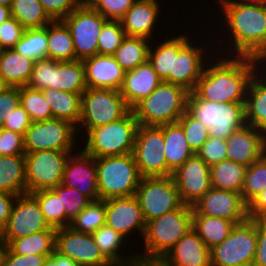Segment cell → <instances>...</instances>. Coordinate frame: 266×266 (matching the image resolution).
Here are the masks:
<instances>
[{"mask_svg": "<svg viewBox=\"0 0 266 266\" xmlns=\"http://www.w3.org/2000/svg\"><path fill=\"white\" fill-rule=\"evenodd\" d=\"M219 52L214 53L216 59L211 57L205 64L193 93L199 99L211 102L245 103L250 80L256 73L253 57L235 55L219 57Z\"/></svg>", "mask_w": 266, "mask_h": 266, "instance_id": "1", "label": "cell"}, {"mask_svg": "<svg viewBox=\"0 0 266 266\" xmlns=\"http://www.w3.org/2000/svg\"><path fill=\"white\" fill-rule=\"evenodd\" d=\"M218 4L225 17L222 22L226 21L224 29L228 28L231 34L227 37L229 42L227 38V43L223 42L227 48L221 46L226 51L219 56L227 52L226 55L253 57L266 44V4L244 5L231 0H219Z\"/></svg>", "mask_w": 266, "mask_h": 266, "instance_id": "2", "label": "cell"}, {"mask_svg": "<svg viewBox=\"0 0 266 266\" xmlns=\"http://www.w3.org/2000/svg\"><path fill=\"white\" fill-rule=\"evenodd\" d=\"M192 229V207L182 205L179 209L154 218L146 223L143 237L144 252L137 256L163 259L178 240Z\"/></svg>", "mask_w": 266, "mask_h": 266, "instance_id": "3", "label": "cell"}, {"mask_svg": "<svg viewBox=\"0 0 266 266\" xmlns=\"http://www.w3.org/2000/svg\"><path fill=\"white\" fill-rule=\"evenodd\" d=\"M189 91L181 86L162 81L132 110L139 125L160 126L177 123L187 110Z\"/></svg>", "mask_w": 266, "mask_h": 266, "instance_id": "4", "label": "cell"}, {"mask_svg": "<svg viewBox=\"0 0 266 266\" xmlns=\"http://www.w3.org/2000/svg\"><path fill=\"white\" fill-rule=\"evenodd\" d=\"M99 199L134 196L141 175L133 153L95 158Z\"/></svg>", "mask_w": 266, "mask_h": 266, "instance_id": "5", "label": "cell"}, {"mask_svg": "<svg viewBox=\"0 0 266 266\" xmlns=\"http://www.w3.org/2000/svg\"><path fill=\"white\" fill-rule=\"evenodd\" d=\"M138 126L135 114L130 110L117 121L91 129L84 135L85 147L82 149L94 158L133 153Z\"/></svg>", "mask_w": 266, "mask_h": 266, "instance_id": "6", "label": "cell"}, {"mask_svg": "<svg viewBox=\"0 0 266 266\" xmlns=\"http://www.w3.org/2000/svg\"><path fill=\"white\" fill-rule=\"evenodd\" d=\"M187 111L209 128L210 137L227 139L246 124L245 103H217L188 95Z\"/></svg>", "mask_w": 266, "mask_h": 266, "instance_id": "7", "label": "cell"}, {"mask_svg": "<svg viewBox=\"0 0 266 266\" xmlns=\"http://www.w3.org/2000/svg\"><path fill=\"white\" fill-rule=\"evenodd\" d=\"M130 110L118 90L87 88L81 96V117L77 126L78 135L82 131L86 134L93 128L117 121Z\"/></svg>", "mask_w": 266, "mask_h": 266, "instance_id": "8", "label": "cell"}, {"mask_svg": "<svg viewBox=\"0 0 266 266\" xmlns=\"http://www.w3.org/2000/svg\"><path fill=\"white\" fill-rule=\"evenodd\" d=\"M77 132V126L64 119L32 122L24 135V154L42 150L74 152Z\"/></svg>", "mask_w": 266, "mask_h": 266, "instance_id": "9", "label": "cell"}, {"mask_svg": "<svg viewBox=\"0 0 266 266\" xmlns=\"http://www.w3.org/2000/svg\"><path fill=\"white\" fill-rule=\"evenodd\" d=\"M257 246L253 220L235 225L227 238L210 250L211 266H252Z\"/></svg>", "mask_w": 266, "mask_h": 266, "instance_id": "10", "label": "cell"}, {"mask_svg": "<svg viewBox=\"0 0 266 266\" xmlns=\"http://www.w3.org/2000/svg\"><path fill=\"white\" fill-rule=\"evenodd\" d=\"M135 196L146 223L183 205L172 176L142 177Z\"/></svg>", "mask_w": 266, "mask_h": 266, "instance_id": "11", "label": "cell"}, {"mask_svg": "<svg viewBox=\"0 0 266 266\" xmlns=\"http://www.w3.org/2000/svg\"><path fill=\"white\" fill-rule=\"evenodd\" d=\"M70 153L42 150L25 154L26 193L50 190L61 184Z\"/></svg>", "mask_w": 266, "mask_h": 266, "instance_id": "12", "label": "cell"}, {"mask_svg": "<svg viewBox=\"0 0 266 266\" xmlns=\"http://www.w3.org/2000/svg\"><path fill=\"white\" fill-rule=\"evenodd\" d=\"M70 30L76 60H84L98 54V36L108 21L86 1L62 20Z\"/></svg>", "mask_w": 266, "mask_h": 266, "instance_id": "13", "label": "cell"}, {"mask_svg": "<svg viewBox=\"0 0 266 266\" xmlns=\"http://www.w3.org/2000/svg\"><path fill=\"white\" fill-rule=\"evenodd\" d=\"M164 143L163 125L138 126L133 155L141 177L168 176Z\"/></svg>", "mask_w": 266, "mask_h": 266, "instance_id": "14", "label": "cell"}, {"mask_svg": "<svg viewBox=\"0 0 266 266\" xmlns=\"http://www.w3.org/2000/svg\"><path fill=\"white\" fill-rule=\"evenodd\" d=\"M51 228L44 218L37 199L30 193L17 195L7 225L0 232L8 246L14 239L23 238Z\"/></svg>", "mask_w": 266, "mask_h": 266, "instance_id": "15", "label": "cell"}, {"mask_svg": "<svg viewBox=\"0 0 266 266\" xmlns=\"http://www.w3.org/2000/svg\"><path fill=\"white\" fill-rule=\"evenodd\" d=\"M55 250L79 266H113L100 252L92 234L77 232L70 226L56 229Z\"/></svg>", "mask_w": 266, "mask_h": 266, "instance_id": "16", "label": "cell"}, {"mask_svg": "<svg viewBox=\"0 0 266 266\" xmlns=\"http://www.w3.org/2000/svg\"><path fill=\"white\" fill-rule=\"evenodd\" d=\"M184 205H195L211 188L210 167L196 154L172 173Z\"/></svg>", "mask_w": 266, "mask_h": 266, "instance_id": "17", "label": "cell"}, {"mask_svg": "<svg viewBox=\"0 0 266 266\" xmlns=\"http://www.w3.org/2000/svg\"><path fill=\"white\" fill-rule=\"evenodd\" d=\"M192 214L225 218L236 225L249 219L248 205L241 194L213 187L192 206Z\"/></svg>", "mask_w": 266, "mask_h": 266, "instance_id": "18", "label": "cell"}, {"mask_svg": "<svg viewBox=\"0 0 266 266\" xmlns=\"http://www.w3.org/2000/svg\"><path fill=\"white\" fill-rule=\"evenodd\" d=\"M105 224L128 238L131 234L141 233L142 239L146 222L136 196L112 198L105 200ZM136 230H138L136 232Z\"/></svg>", "mask_w": 266, "mask_h": 266, "instance_id": "19", "label": "cell"}, {"mask_svg": "<svg viewBox=\"0 0 266 266\" xmlns=\"http://www.w3.org/2000/svg\"><path fill=\"white\" fill-rule=\"evenodd\" d=\"M75 153H70L61 184L76 189L91 201L98 200V176L95 158L84 150H77Z\"/></svg>", "mask_w": 266, "mask_h": 266, "instance_id": "20", "label": "cell"}, {"mask_svg": "<svg viewBox=\"0 0 266 266\" xmlns=\"http://www.w3.org/2000/svg\"><path fill=\"white\" fill-rule=\"evenodd\" d=\"M193 43L194 41L189 40L178 54H174L173 73L169 74V83L181 86L190 93L195 89L197 81L203 73L205 63L214 55L210 54L211 52L207 54L205 45L202 47V44L199 46L197 43L194 46Z\"/></svg>", "mask_w": 266, "mask_h": 266, "instance_id": "21", "label": "cell"}, {"mask_svg": "<svg viewBox=\"0 0 266 266\" xmlns=\"http://www.w3.org/2000/svg\"><path fill=\"white\" fill-rule=\"evenodd\" d=\"M227 159L246 167L266 153V133L245 124L227 139Z\"/></svg>", "mask_w": 266, "mask_h": 266, "instance_id": "22", "label": "cell"}, {"mask_svg": "<svg viewBox=\"0 0 266 266\" xmlns=\"http://www.w3.org/2000/svg\"><path fill=\"white\" fill-rule=\"evenodd\" d=\"M160 4L158 0H137L120 20L126 35L155 39L152 36L162 13Z\"/></svg>", "mask_w": 266, "mask_h": 266, "instance_id": "23", "label": "cell"}, {"mask_svg": "<svg viewBox=\"0 0 266 266\" xmlns=\"http://www.w3.org/2000/svg\"><path fill=\"white\" fill-rule=\"evenodd\" d=\"M87 88L118 90L121 88L125 71L113 55H95L82 60Z\"/></svg>", "mask_w": 266, "mask_h": 266, "instance_id": "24", "label": "cell"}, {"mask_svg": "<svg viewBox=\"0 0 266 266\" xmlns=\"http://www.w3.org/2000/svg\"><path fill=\"white\" fill-rule=\"evenodd\" d=\"M162 82L147 60L133 70L125 71L119 92L132 110L141 100L148 97Z\"/></svg>", "mask_w": 266, "mask_h": 266, "instance_id": "25", "label": "cell"}, {"mask_svg": "<svg viewBox=\"0 0 266 266\" xmlns=\"http://www.w3.org/2000/svg\"><path fill=\"white\" fill-rule=\"evenodd\" d=\"M163 260L170 266H211L210 249L193 229L178 240Z\"/></svg>", "mask_w": 266, "mask_h": 266, "instance_id": "26", "label": "cell"}, {"mask_svg": "<svg viewBox=\"0 0 266 266\" xmlns=\"http://www.w3.org/2000/svg\"><path fill=\"white\" fill-rule=\"evenodd\" d=\"M190 36L181 33L176 37L170 36L169 39L165 37V41H159L155 48L152 45L149 46L148 61L162 81L169 83V74L173 73L174 54H178L191 39Z\"/></svg>", "mask_w": 266, "mask_h": 266, "instance_id": "27", "label": "cell"}, {"mask_svg": "<svg viewBox=\"0 0 266 266\" xmlns=\"http://www.w3.org/2000/svg\"><path fill=\"white\" fill-rule=\"evenodd\" d=\"M164 155L168 176L183 165L195 153L191 150L182 127L178 123L163 124Z\"/></svg>", "mask_w": 266, "mask_h": 266, "instance_id": "28", "label": "cell"}, {"mask_svg": "<svg viewBox=\"0 0 266 266\" xmlns=\"http://www.w3.org/2000/svg\"><path fill=\"white\" fill-rule=\"evenodd\" d=\"M246 124L266 133V78L257 72L250 80L245 101Z\"/></svg>", "mask_w": 266, "mask_h": 266, "instance_id": "29", "label": "cell"}, {"mask_svg": "<svg viewBox=\"0 0 266 266\" xmlns=\"http://www.w3.org/2000/svg\"><path fill=\"white\" fill-rule=\"evenodd\" d=\"M34 60L26 58L15 49L0 51V76L6 86H26L34 66Z\"/></svg>", "mask_w": 266, "mask_h": 266, "instance_id": "30", "label": "cell"}, {"mask_svg": "<svg viewBox=\"0 0 266 266\" xmlns=\"http://www.w3.org/2000/svg\"><path fill=\"white\" fill-rule=\"evenodd\" d=\"M92 235L100 252L113 266H130L137 258L136 253L131 256L121 254L127 241L130 243V239L128 240L106 224L93 232Z\"/></svg>", "mask_w": 266, "mask_h": 266, "instance_id": "31", "label": "cell"}, {"mask_svg": "<svg viewBox=\"0 0 266 266\" xmlns=\"http://www.w3.org/2000/svg\"><path fill=\"white\" fill-rule=\"evenodd\" d=\"M51 88L65 92L82 94L86 89L85 69L82 60H53Z\"/></svg>", "mask_w": 266, "mask_h": 266, "instance_id": "32", "label": "cell"}, {"mask_svg": "<svg viewBox=\"0 0 266 266\" xmlns=\"http://www.w3.org/2000/svg\"><path fill=\"white\" fill-rule=\"evenodd\" d=\"M41 91L51 107L53 118L64 119L78 126L81 117L82 94L53 88H45Z\"/></svg>", "mask_w": 266, "mask_h": 266, "instance_id": "33", "label": "cell"}, {"mask_svg": "<svg viewBox=\"0 0 266 266\" xmlns=\"http://www.w3.org/2000/svg\"><path fill=\"white\" fill-rule=\"evenodd\" d=\"M0 191L14 195L26 193L25 154L0 156Z\"/></svg>", "mask_w": 266, "mask_h": 266, "instance_id": "34", "label": "cell"}, {"mask_svg": "<svg viewBox=\"0 0 266 266\" xmlns=\"http://www.w3.org/2000/svg\"><path fill=\"white\" fill-rule=\"evenodd\" d=\"M235 225L234 222L225 218L192 214V229L210 250L222 243Z\"/></svg>", "mask_w": 266, "mask_h": 266, "instance_id": "35", "label": "cell"}, {"mask_svg": "<svg viewBox=\"0 0 266 266\" xmlns=\"http://www.w3.org/2000/svg\"><path fill=\"white\" fill-rule=\"evenodd\" d=\"M47 58L59 62L76 60L70 30L62 20L48 24Z\"/></svg>", "mask_w": 266, "mask_h": 266, "instance_id": "36", "label": "cell"}, {"mask_svg": "<svg viewBox=\"0 0 266 266\" xmlns=\"http://www.w3.org/2000/svg\"><path fill=\"white\" fill-rule=\"evenodd\" d=\"M247 167L231 160H223L210 167L211 185L220 190L242 193Z\"/></svg>", "mask_w": 266, "mask_h": 266, "instance_id": "37", "label": "cell"}, {"mask_svg": "<svg viewBox=\"0 0 266 266\" xmlns=\"http://www.w3.org/2000/svg\"><path fill=\"white\" fill-rule=\"evenodd\" d=\"M150 42L142 37L126 36L113 56L124 71L133 70L148 60Z\"/></svg>", "mask_w": 266, "mask_h": 266, "instance_id": "38", "label": "cell"}, {"mask_svg": "<svg viewBox=\"0 0 266 266\" xmlns=\"http://www.w3.org/2000/svg\"><path fill=\"white\" fill-rule=\"evenodd\" d=\"M55 233L56 230H44L14 239L7 247L18 255H52L55 250Z\"/></svg>", "mask_w": 266, "mask_h": 266, "instance_id": "39", "label": "cell"}, {"mask_svg": "<svg viewBox=\"0 0 266 266\" xmlns=\"http://www.w3.org/2000/svg\"><path fill=\"white\" fill-rule=\"evenodd\" d=\"M11 15L25 28H42L53 20L45 12L39 0H13Z\"/></svg>", "mask_w": 266, "mask_h": 266, "instance_id": "40", "label": "cell"}, {"mask_svg": "<svg viewBox=\"0 0 266 266\" xmlns=\"http://www.w3.org/2000/svg\"><path fill=\"white\" fill-rule=\"evenodd\" d=\"M48 24L42 28L24 29L14 49L26 58L37 61L47 58Z\"/></svg>", "mask_w": 266, "mask_h": 266, "instance_id": "41", "label": "cell"}, {"mask_svg": "<svg viewBox=\"0 0 266 266\" xmlns=\"http://www.w3.org/2000/svg\"><path fill=\"white\" fill-rule=\"evenodd\" d=\"M105 200L91 201L70 223V227L77 231L92 234L105 225Z\"/></svg>", "mask_w": 266, "mask_h": 266, "instance_id": "42", "label": "cell"}, {"mask_svg": "<svg viewBox=\"0 0 266 266\" xmlns=\"http://www.w3.org/2000/svg\"><path fill=\"white\" fill-rule=\"evenodd\" d=\"M20 104L29 114L32 122H40L53 118L50 105L41 90L29 86L20 87Z\"/></svg>", "mask_w": 266, "mask_h": 266, "instance_id": "43", "label": "cell"}, {"mask_svg": "<svg viewBox=\"0 0 266 266\" xmlns=\"http://www.w3.org/2000/svg\"><path fill=\"white\" fill-rule=\"evenodd\" d=\"M37 199L46 222L51 228L60 229L66 227L65 208L51 190H41L32 193Z\"/></svg>", "mask_w": 266, "mask_h": 266, "instance_id": "44", "label": "cell"}, {"mask_svg": "<svg viewBox=\"0 0 266 266\" xmlns=\"http://www.w3.org/2000/svg\"><path fill=\"white\" fill-rule=\"evenodd\" d=\"M266 189V153L247 167L242 188V198L248 205Z\"/></svg>", "mask_w": 266, "mask_h": 266, "instance_id": "45", "label": "cell"}, {"mask_svg": "<svg viewBox=\"0 0 266 266\" xmlns=\"http://www.w3.org/2000/svg\"><path fill=\"white\" fill-rule=\"evenodd\" d=\"M59 199L65 208L66 212V227L70 226L71 221L85 209L91 200L81 194L74 188L59 184L50 189Z\"/></svg>", "mask_w": 266, "mask_h": 266, "instance_id": "46", "label": "cell"}, {"mask_svg": "<svg viewBox=\"0 0 266 266\" xmlns=\"http://www.w3.org/2000/svg\"><path fill=\"white\" fill-rule=\"evenodd\" d=\"M177 123L182 127L189 147L196 154L210 137L209 128L187 110L178 119Z\"/></svg>", "mask_w": 266, "mask_h": 266, "instance_id": "47", "label": "cell"}, {"mask_svg": "<svg viewBox=\"0 0 266 266\" xmlns=\"http://www.w3.org/2000/svg\"><path fill=\"white\" fill-rule=\"evenodd\" d=\"M126 36L120 21L108 20L98 36V54L113 55Z\"/></svg>", "mask_w": 266, "mask_h": 266, "instance_id": "48", "label": "cell"}, {"mask_svg": "<svg viewBox=\"0 0 266 266\" xmlns=\"http://www.w3.org/2000/svg\"><path fill=\"white\" fill-rule=\"evenodd\" d=\"M107 20L120 21L137 0H85Z\"/></svg>", "mask_w": 266, "mask_h": 266, "instance_id": "49", "label": "cell"}, {"mask_svg": "<svg viewBox=\"0 0 266 266\" xmlns=\"http://www.w3.org/2000/svg\"><path fill=\"white\" fill-rule=\"evenodd\" d=\"M53 78V60L50 58L39 59L34 62L27 86L43 90L51 88Z\"/></svg>", "mask_w": 266, "mask_h": 266, "instance_id": "50", "label": "cell"}, {"mask_svg": "<svg viewBox=\"0 0 266 266\" xmlns=\"http://www.w3.org/2000/svg\"><path fill=\"white\" fill-rule=\"evenodd\" d=\"M209 167L227 159L226 139L209 137L196 153Z\"/></svg>", "mask_w": 266, "mask_h": 266, "instance_id": "51", "label": "cell"}, {"mask_svg": "<svg viewBox=\"0 0 266 266\" xmlns=\"http://www.w3.org/2000/svg\"><path fill=\"white\" fill-rule=\"evenodd\" d=\"M85 0H39L45 12L53 20H63Z\"/></svg>", "mask_w": 266, "mask_h": 266, "instance_id": "52", "label": "cell"}, {"mask_svg": "<svg viewBox=\"0 0 266 266\" xmlns=\"http://www.w3.org/2000/svg\"><path fill=\"white\" fill-rule=\"evenodd\" d=\"M24 27L14 17L0 24V51L14 49L16 43L21 39Z\"/></svg>", "mask_w": 266, "mask_h": 266, "instance_id": "53", "label": "cell"}, {"mask_svg": "<svg viewBox=\"0 0 266 266\" xmlns=\"http://www.w3.org/2000/svg\"><path fill=\"white\" fill-rule=\"evenodd\" d=\"M24 154V136L20 133L0 128V156Z\"/></svg>", "mask_w": 266, "mask_h": 266, "instance_id": "54", "label": "cell"}, {"mask_svg": "<svg viewBox=\"0 0 266 266\" xmlns=\"http://www.w3.org/2000/svg\"><path fill=\"white\" fill-rule=\"evenodd\" d=\"M50 256L39 254L18 255L5 246L1 257V266H43L45 260Z\"/></svg>", "mask_w": 266, "mask_h": 266, "instance_id": "55", "label": "cell"}, {"mask_svg": "<svg viewBox=\"0 0 266 266\" xmlns=\"http://www.w3.org/2000/svg\"><path fill=\"white\" fill-rule=\"evenodd\" d=\"M4 129L25 135L26 130L30 127L32 121L29 114L19 104L15 110L10 109L5 115Z\"/></svg>", "mask_w": 266, "mask_h": 266, "instance_id": "56", "label": "cell"}, {"mask_svg": "<svg viewBox=\"0 0 266 266\" xmlns=\"http://www.w3.org/2000/svg\"><path fill=\"white\" fill-rule=\"evenodd\" d=\"M20 104V87L5 86L0 90V128L5 122L4 115L10 110H15Z\"/></svg>", "mask_w": 266, "mask_h": 266, "instance_id": "57", "label": "cell"}, {"mask_svg": "<svg viewBox=\"0 0 266 266\" xmlns=\"http://www.w3.org/2000/svg\"><path fill=\"white\" fill-rule=\"evenodd\" d=\"M252 220L257 230L256 254L252 266H266V217Z\"/></svg>", "mask_w": 266, "mask_h": 266, "instance_id": "58", "label": "cell"}, {"mask_svg": "<svg viewBox=\"0 0 266 266\" xmlns=\"http://www.w3.org/2000/svg\"><path fill=\"white\" fill-rule=\"evenodd\" d=\"M17 195L0 191V232L7 225Z\"/></svg>", "mask_w": 266, "mask_h": 266, "instance_id": "59", "label": "cell"}, {"mask_svg": "<svg viewBox=\"0 0 266 266\" xmlns=\"http://www.w3.org/2000/svg\"><path fill=\"white\" fill-rule=\"evenodd\" d=\"M266 217V189L248 204V218L250 220Z\"/></svg>", "mask_w": 266, "mask_h": 266, "instance_id": "60", "label": "cell"}, {"mask_svg": "<svg viewBox=\"0 0 266 266\" xmlns=\"http://www.w3.org/2000/svg\"><path fill=\"white\" fill-rule=\"evenodd\" d=\"M43 266H79L70 257L62 255L54 250L53 254L48 257Z\"/></svg>", "mask_w": 266, "mask_h": 266, "instance_id": "61", "label": "cell"}, {"mask_svg": "<svg viewBox=\"0 0 266 266\" xmlns=\"http://www.w3.org/2000/svg\"><path fill=\"white\" fill-rule=\"evenodd\" d=\"M253 60H254L255 65H256V72L260 76L266 78V66H265L266 65V44L253 56Z\"/></svg>", "mask_w": 266, "mask_h": 266, "instance_id": "62", "label": "cell"}, {"mask_svg": "<svg viewBox=\"0 0 266 266\" xmlns=\"http://www.w3.org/2000/svg\"><path fill=\"white\" fill-rule=\"evenodd\" d=\"M130 266H170L163 259H148L137 256Z\"/></svg>", "mask_w": 266, "mask_h": 266, "instance_id": "63", "label": "cell"}, {"mask_svg": "<svg viewBox=\"0 0 266 266\" xmlns=\"http://www.w3.org/2000/svg\"><path fill=\"white\" fill-rule=\"evenodd\" d=\"M10 17H12L10 7L0 5V24L8 20Z\"/></svg>", "mask_w": 266, "mask_h": 266, "instance_id": "64", "label": "cell"}, {"mask_svg": "<svg viewBox=\"0 0 266 266\" xmlns=\"http://www.w3.org/2000/svg\"><path fill=\"white\" fill-rule=\"evenodd\" d=\"M235 3H240L244 5H256V4H266V0H231Z\"/></svg>", "mask_w": 266, "mask_h": 266, "instance_id": "65", "label": "cell"}, {"mask_svg": "<svg viewBox=\"0 0 266 266\" xmlns=\"http://www.w3.org/2000/svg\"><path fill=\"white\" fill-rule=\"evenodd\" d=\"M5 248V243L1 237V234H0V266H1V257H2V253H3V250Z\"/></svg>", "mask_w": 266, "mask_h": 266, "instance_id": "66", "label": "cell"}, {"mask_svg": "<svg viewBox=\"0 0 266 266\" xmlns=\"http://www.w3.org/2000/svg\"><path fill=\"white\" fill-rule=\"evenodd\" d=\"M13 0H0V5L10 7Z\"/></svg>", "mask_w": 266, "mask_h": 266, "instance_id": "67", "label": "cell"}, {"mask_svg": "<svg viewBox=\"0 0 266 266\" xmlns=\"http://www.w3.org/2000/svg\"><path fill=\"white\" fill-rule=\"evenodd\" d=\"M6 85L3 83L2 78L0 76V90H2Z\"/></svg>", "mask_w": 266, "mask_h": 266, "instance_id": "68", "label": "cell"}]
</instances>
